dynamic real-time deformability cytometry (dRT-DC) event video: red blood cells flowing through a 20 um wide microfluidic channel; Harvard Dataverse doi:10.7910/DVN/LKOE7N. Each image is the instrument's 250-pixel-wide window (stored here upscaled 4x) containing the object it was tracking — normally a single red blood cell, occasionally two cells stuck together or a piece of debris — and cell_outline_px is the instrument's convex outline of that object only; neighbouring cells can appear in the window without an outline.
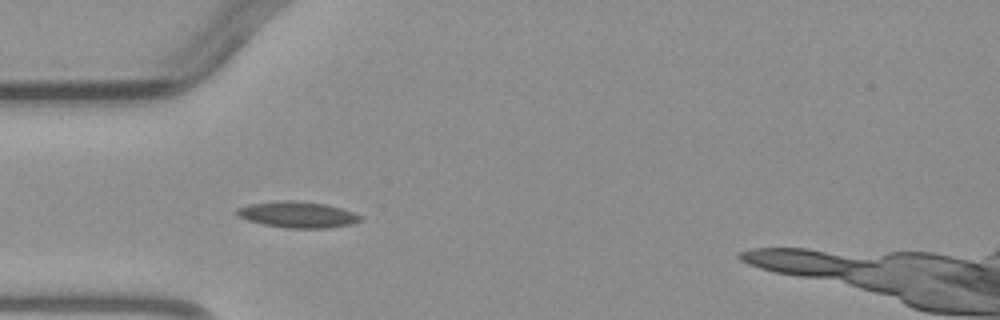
{"species": "common noctule bat (a hibernating species)", "species_latin": "Nyctalus noctula", "temperature_condition": "warm", "stored_images_in_passage": 3, "camera_frame_rate_fps": 3000, "um_per_image_px": 0.085, "animal": {"sex": "male", "body_mass_g": 23.1, "forearm_length_mm": 52.7}, "frame": {"image": 1, "passage_image": 1, "time_ms": 0.0, "image_size_px": [1000, 320], "cell_outline_px": [[364, 220], [352, 224], [324, 228], [288, 228], [264, 224], [248, 220], [236, 216], [236, 208], [252, 204], [280, 200], [296, 200], [324, 204], [340, 208], [364, 216]], "centroid_in_image_um": [25.31, 18.24], "position_along_channel_um": 59.7, "area_um2": 18.79}}
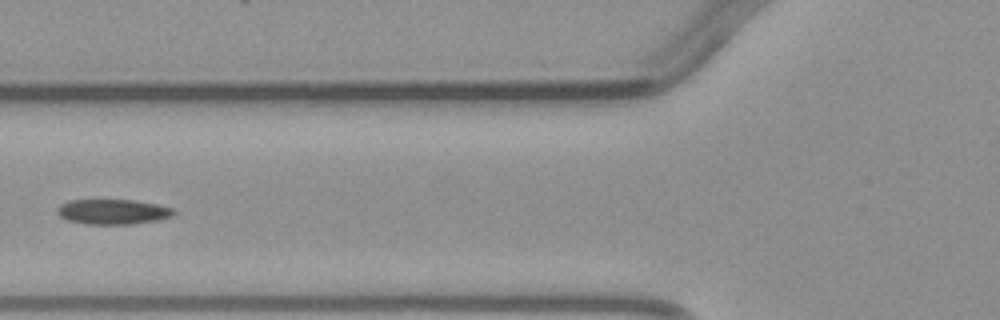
{"frame": {"image": 2, "passage_image": 2, "time_ms": 1.333, "image_size_px": [1000, 320], "cell_outline_px": [[176, 212], [172, 216], [156, 220], [132, 224], [88, 224], [68, 220], [60, 216], [56, 212], [56, 208], [60, 204], [72, 200], [132, 200], [156, 204], [176, 208]], "centroid_in_image_um": [9.6, 17.99], "position_along_channel_um": 116.2, "area_um2": 16.99}}
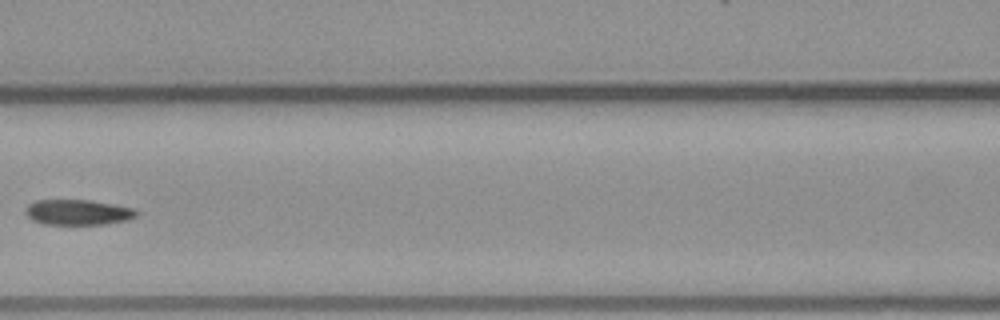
{"frame": {"image": 3, "passage_image": 3, "time_ms": 2.333, "image_size_px": [1000, 320], "cell_outline_px": [[140, 212], [132, 220], [104, 224], [44, 224], [32, 220], [24, 212], [24, 208], [28, 204], [36, 200], [88, 200], [136, 208]], "centroid_in_image_um": [6.65, 18.04], "position_along_channel_um": 159.9, "area_um2": 16.65}}